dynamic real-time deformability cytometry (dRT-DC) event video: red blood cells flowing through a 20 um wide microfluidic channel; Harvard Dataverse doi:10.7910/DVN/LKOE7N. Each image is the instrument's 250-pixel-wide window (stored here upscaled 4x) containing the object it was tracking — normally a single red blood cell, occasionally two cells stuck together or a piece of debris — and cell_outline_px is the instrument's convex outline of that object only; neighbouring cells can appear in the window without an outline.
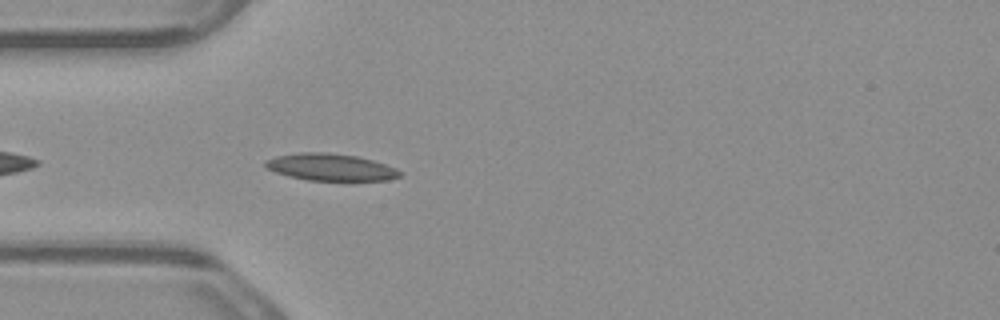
{"species": "common noctule bat (a hibernating species)", "species_latin": "Nyctalus noctula", "temperature_condition": "warm", "stored_images_in_passage": 3, "camera_frame_rate_fps": 3000, "um_per_image_px": 0.085, "animal": {"sex": "male", "body_mass_g": 23.1, "forearm_length_mm": 52.7}, "frame": {"image": 1, "passage_image": 3, "time_ms": 0.667, "image_size_px": [1000, 320], "cell_outline_px": [[400, 176], [388, 180], [308, 180], [288, 176], [276, 172], [268, 168], [264, 164], [264, 160], [276, 156], [300, 152], [328, 152], [356, 156], [372, 160], [396, 168], [400, 172]], "centroid_in_image_um": [28.07, 14.2], "position_along_channel_um": 56.9, "area_um2": 20.98}}